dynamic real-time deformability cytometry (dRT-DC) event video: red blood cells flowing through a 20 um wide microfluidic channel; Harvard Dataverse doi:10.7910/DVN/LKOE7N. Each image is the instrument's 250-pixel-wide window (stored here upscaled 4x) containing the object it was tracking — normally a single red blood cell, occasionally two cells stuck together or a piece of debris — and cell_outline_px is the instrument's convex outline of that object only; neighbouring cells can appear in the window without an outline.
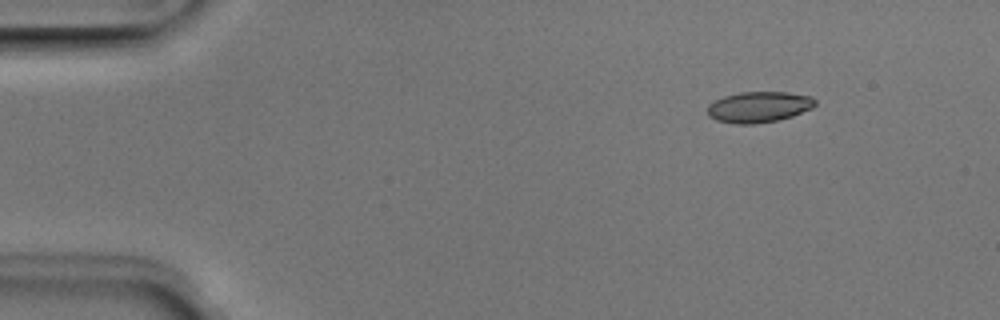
{"species": "Egyptian fruit bat (a non-hibernating species)", "species_latin": "Rousettus aegyptiacus", "temperature_condition": "room temperature", "stored_images_in_passage": 7, "camera_frame_rate_fps": 3000, "um_per_image_px": 0.085, "animal": {"sex": "male"}, "frame": {"image": 1, "passage_image": 2, "time_ms": 0.333, "image_size_px": [1000, 320], "cell_outline_px": [[816, 104], [812, 108], [792, 116], [776, 120], [756, 124], [736, 124], [716, 120], [708, 116], [708, 104], [724, 96], [740, 92], [788, 92], [812, 96], [816, 100]], "centroid_in_image_um": [64.51, 9.09], "position_along_channel_um": 20.5, "area_um2": 19.42}}
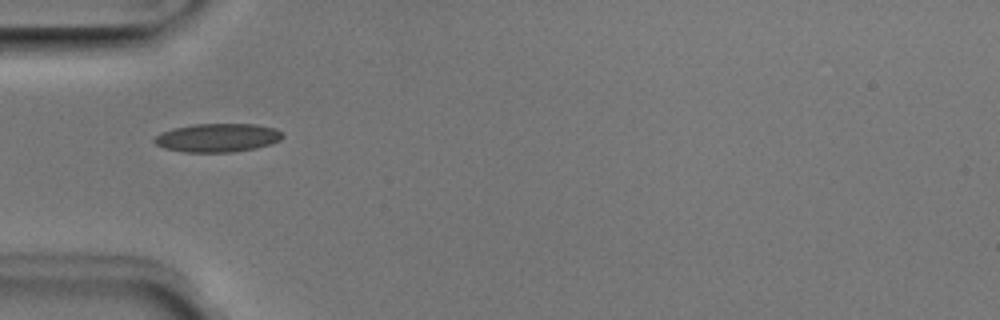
{"frame": {"image": 2, "passage_image": 5, "time_ms": 1.333, "image_size_px": [1000, 320], "cell_outline_px": [[284, 136], [280, 140], [256, 148], [232, 152], [184, 152], [164, 148], [156, 144], [152, 140], [160, 132], [172, 128], [192, 124], [256, 124], [276, 128]], "centroid_in_image_um": [18.46, 11.7], "position_along_channel_um": 66.5, "area_um2": 21.39}}
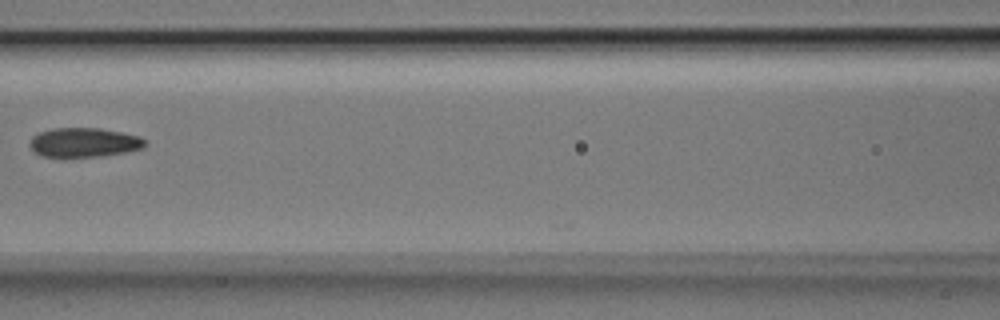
{"frame": {"image": 3, "passage_image": 7, "time_ms": 2.0, "image_size_px": [1000, 320], "cell_outline_px": [[148, 144], [144, 148], [124, 152], [100, 156], [40, 156], [28, 144], [32, 136], [40, 132], [52, 128], [100, 128], [140, 136]], "centroid_in_image_um": [7.15, 12.09], "position_along_channel_um": 159.5, "area_um2": 19.54}}